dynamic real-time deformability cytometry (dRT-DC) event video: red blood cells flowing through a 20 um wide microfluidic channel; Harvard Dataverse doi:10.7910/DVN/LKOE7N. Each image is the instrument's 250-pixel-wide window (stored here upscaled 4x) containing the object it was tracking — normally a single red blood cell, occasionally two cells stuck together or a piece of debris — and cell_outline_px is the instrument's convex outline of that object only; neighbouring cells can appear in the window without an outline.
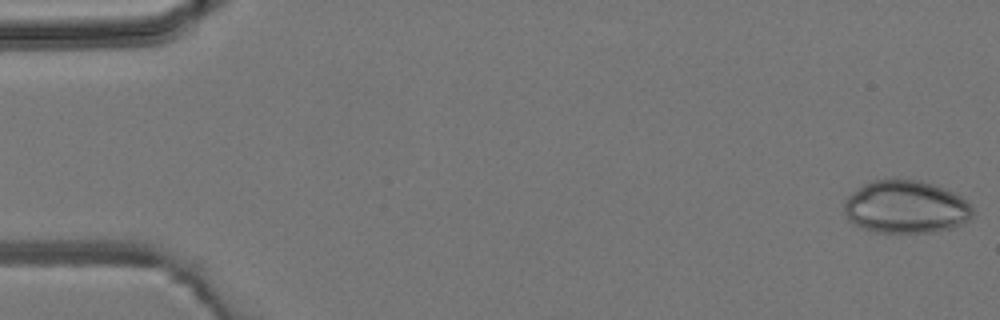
{"species": "common noctule bat (a hibernating species)", "species_latin": "Nyctalus noctula", "temperature_condition": "room temperature", "stored_images_in_passage": 2, "camera_frame_rate_fps": 3000, "um_per_image_px": 0.085, "animal": {"sex": "male", "body_mass_g": 19.2, "forearm_length_mm": 51.8}, "frame": {"image": 1, "passage_image": 1, "time_ms": 0.0, "image_size_px": [1000, 320], "cell_outline_px": [[972, 216], [968, 220], [952, 228], [932, 232], [876, 232], [852, 224], [848, 220], [844, 212], [844, 200], [852, 192], [864, 184], [872, 180], [920, 180], [944, 188], [960, 196], [972, 208]], "centroid_in_image_um": [76.96, 17.6], "position_along_channel_um": 8.0, "area_um2": 39.3}}